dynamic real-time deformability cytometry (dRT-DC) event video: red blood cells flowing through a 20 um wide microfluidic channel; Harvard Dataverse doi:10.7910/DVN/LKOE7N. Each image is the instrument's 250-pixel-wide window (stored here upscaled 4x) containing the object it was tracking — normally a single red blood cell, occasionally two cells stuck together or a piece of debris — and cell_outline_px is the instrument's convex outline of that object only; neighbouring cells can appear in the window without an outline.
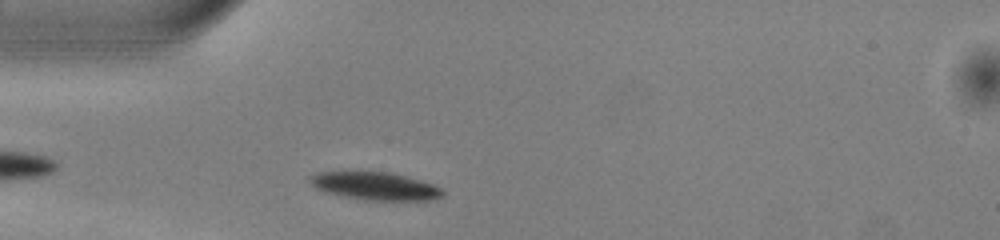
{"species": "common noctule bat (a hibernating species)", "species_latin": "Nyctalus noctula", "temperature_condition": "warm", "stored_images_in_passage": 38, "camera_frame_rate_fps": 3000, "um_per_image_px": 0.085, "animal": {"sex": "male", "body_mass_g": 13.0, "forearm_length_mm": 53.1}, "frame": {"image": 1, "passage_image": 3, "time_ms": 0.667, "image_size_px": [1000, 240], "cell_outline_px": [[444, 196], [432, 200], [364, 200], [340, 196], [324, 192], [316, 188], [308, 180], [308, 176], [316, 172], [388, 172], [420, 180], [432, 184], [440, 188], [444, 192]], "centroid_in_image_um": [31.85, 15.82], "position_along_channel_um": 53.2, "area_um2": 21.56}}
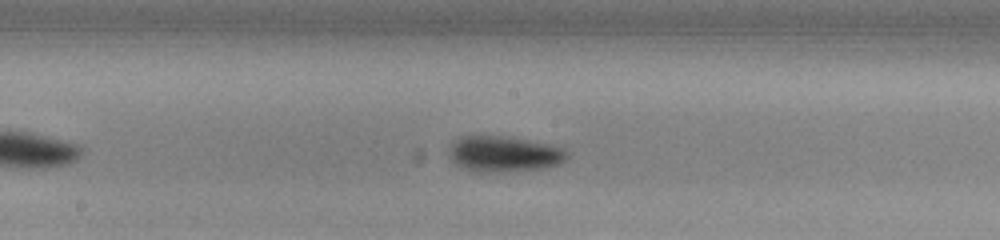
{"frame": {"image": 2, "passage_image": 15, "time_ms": 4.667, "image_size_px": [1000, 240], "cell_outline_px": [[568, 156], [560, 164], [548, 168], [488, 172], [476, 172], [460, 168], [448, 156], [448, 148], [460, 136], [504, 136], [552, 144], [564, 148], [568, 152]], "centroid_in_image_um": [42.84, 13.09], "position_along_channel_um": 205.4, "area_um2": 24.85}}
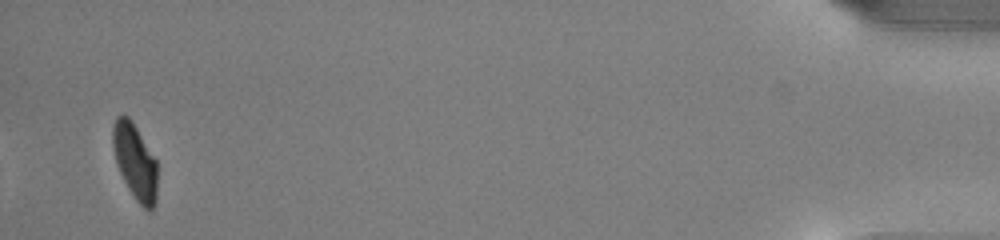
{"frame": {"image": 3, "passage_image": 38, "time_ms": 12.333, "image_size_px": [1000, 240], "cell_outline_px": [[156, 204], [148, 212], [136, 200], [128, 188], [116, 164], [112, 148], [112, 124], [116, 116], [128, 116], [132, 120], [156, 160]], "centroid_in_image_um": [11.45, 13.72], "position_along_channel_um": 423.7, "area_um2": 19.65}, "authors_computed_cell_mechanics": {"area_um2": 22.8888, "velocity_mm_per_s": 4.0039, "shape_relaxation_time_tau1_ms": 2.1017, "shape_relaxation_time_tau2_ms": 3.0905, "deformation_change_tau1": 0.1223, "deformation_change_tau2": 0.0699}}